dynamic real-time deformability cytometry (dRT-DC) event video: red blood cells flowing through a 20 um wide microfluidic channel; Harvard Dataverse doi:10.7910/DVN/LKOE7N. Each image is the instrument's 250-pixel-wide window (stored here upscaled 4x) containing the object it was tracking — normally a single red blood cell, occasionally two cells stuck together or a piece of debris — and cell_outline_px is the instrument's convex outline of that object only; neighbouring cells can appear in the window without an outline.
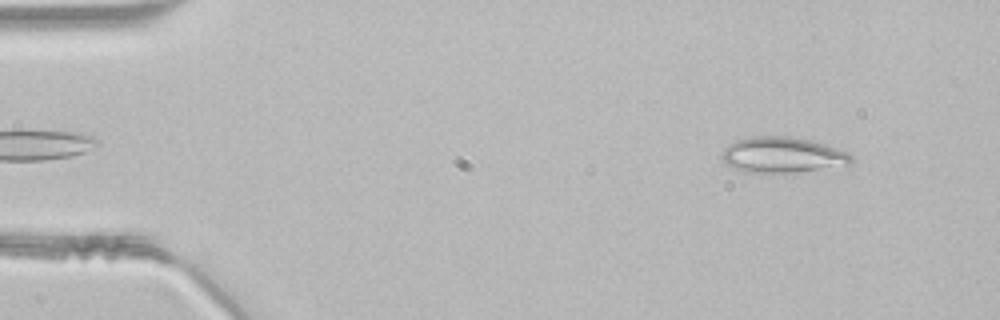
{"species": "common noctule bat (a hibernating species)", "species_latin": "Nyctalus noctula", "temperature_condition": "room temperature", "stored_images_in_passage": 45, "camera_frame_rate_fps": 3000, "um_per_image_px": 0.085, "animal": {"sex": "male", "body_mass_g": 21.5, "forearm_length_mm": 52.0}, "frame": {"image": 1, "passage_image": 3, "time_ms": 0.667, "image_size_px": [1000, 320], "cell_outline_px": [[852, 164], [796, 172], [744, 172], [724, 164], [720, 156], [724, 148], [728, 144], [736, 140], [752, 136], [788, 136], [812, 140], [840, 148], [848, 152], [852, 156]], "centroid_in_image_um": [66.49, 13.16], "position_along_channel_um": 18.5, "area_um2": 27.17}}
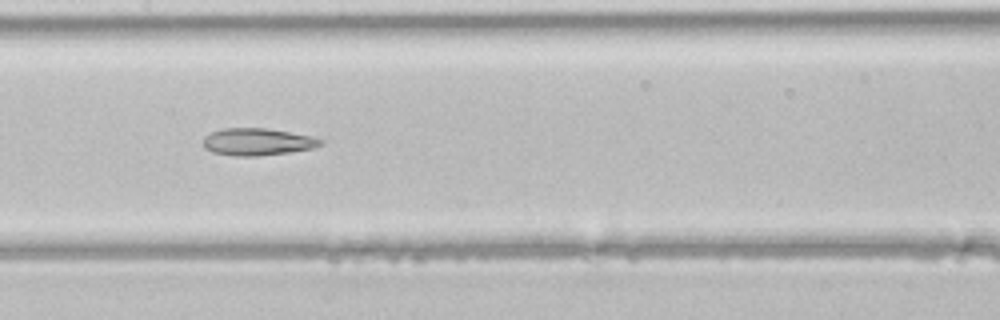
{"frame": {"image": 2, "passage_image": 21, "time_ms": 6.667, "image_size_px": [1000, 320], "cell_outline_px": [[324, 144], [316, 148], [260, 156], [236, 156], [212, 152], [204, 148], [204, 136], [212, 132], [224, 128], [264, 128], [312, 136], [324, 140]], "centroid_in_image_um": [21.91, 12.06], "position_along_channel_um": 185.5, "area_um2": 18.61}}
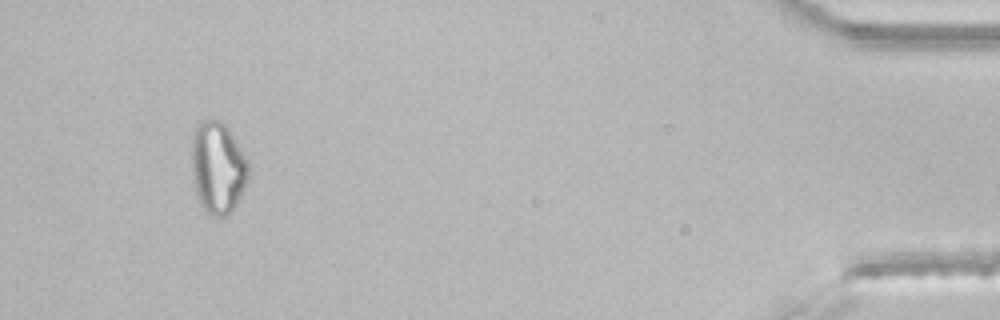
{"frame": {"image": 3, "passage_image": 42, "time_ms": 13.667, "image_size_px": [1000, 320], "cell_outline_px": [[248, 180], [236, 204], [224, 216], [212, 216], [204, 212], [200, 204], [196, 192], [192, 176], [192, 136], [196, 124], [200, 120], [208, 116], [220, 120], [228, 128], [248, 160]], "centroid_in_image_um": [18.48, 14.19], "position_along_channel_um": 416.7, "area_um2": 30.69}}